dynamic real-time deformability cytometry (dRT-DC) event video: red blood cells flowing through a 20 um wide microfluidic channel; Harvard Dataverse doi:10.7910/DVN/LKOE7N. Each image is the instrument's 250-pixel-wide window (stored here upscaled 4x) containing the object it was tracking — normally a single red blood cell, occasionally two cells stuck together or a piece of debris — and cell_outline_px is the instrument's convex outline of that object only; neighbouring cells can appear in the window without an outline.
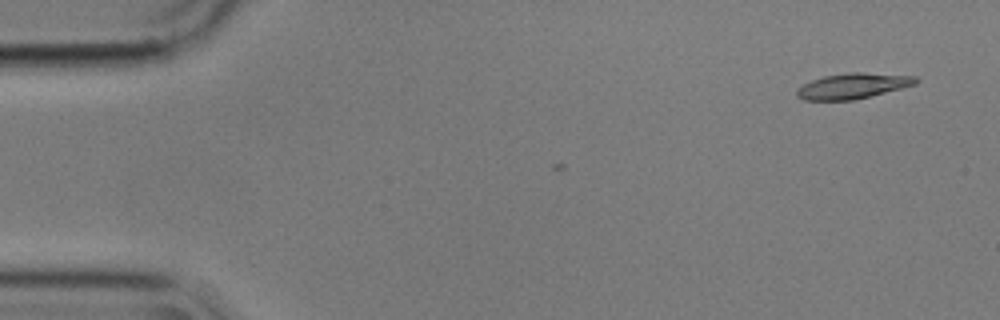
{"species": "common noctule bat (a hibernating species)", "species_latin": "Nyctalus noctula", "temperature_condition": "cold", "stored_images_in_passage": 7, "camera_frame_rate_fps": 3000, "um_per_image_px": 0.085, "animal": {"sex": "male", "body_mass_g": 17.9}, "frame": {"image": 1, "passage_image": 1, "time_ms": 0.0, "image_size_px": [1000, 320], "cell_outline_px": [[920, 80], [916, 84], [852, 100], [804, 100], [796, 96], [796, 88], [812, 80], [824, 76], [852, 72], [864, 72], [916, 76]], "centroid_in_image_um": [72.47, 7.29], "position_along_channel_um": 12.5, "area_um2": 17.51}}